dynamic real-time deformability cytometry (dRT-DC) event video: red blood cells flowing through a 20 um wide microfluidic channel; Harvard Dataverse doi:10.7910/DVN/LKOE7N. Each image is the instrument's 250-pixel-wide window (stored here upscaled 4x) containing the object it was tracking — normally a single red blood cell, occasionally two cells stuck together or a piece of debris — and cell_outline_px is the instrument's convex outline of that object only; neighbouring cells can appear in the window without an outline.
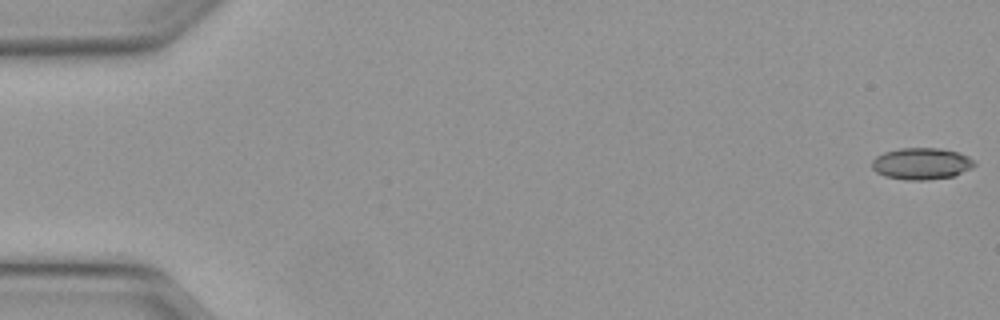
{"species": "Egyptian fruit bat (a non-hibernating species)", "species_latin": "Rousettus aegyptiacus", "temperature_condition": "warm", "stored_images_in_passage": 8, "camera_frame_rate_fps": 3000, "um_per_image_px": 0.085, "animal": {"sex": "female"}, "frame": {"image": 1, "passage_image": 1, "time_ms": 0.0, "image_size_px": [1000, 320], "cell_outline_px": [[976, 164], [972, 168], [952, 176], [928, 180], [904, 180], [884, 176], [876, 172], [872, 168], [872, 160], [876, 156], [884, 152], [900, 148], [940, 148], [956, 152], [968, 156]], "centroid_in_image_um": [78.29, 13.91], "position_along_channel_um": 6.7, "area_um2": 18.9}}